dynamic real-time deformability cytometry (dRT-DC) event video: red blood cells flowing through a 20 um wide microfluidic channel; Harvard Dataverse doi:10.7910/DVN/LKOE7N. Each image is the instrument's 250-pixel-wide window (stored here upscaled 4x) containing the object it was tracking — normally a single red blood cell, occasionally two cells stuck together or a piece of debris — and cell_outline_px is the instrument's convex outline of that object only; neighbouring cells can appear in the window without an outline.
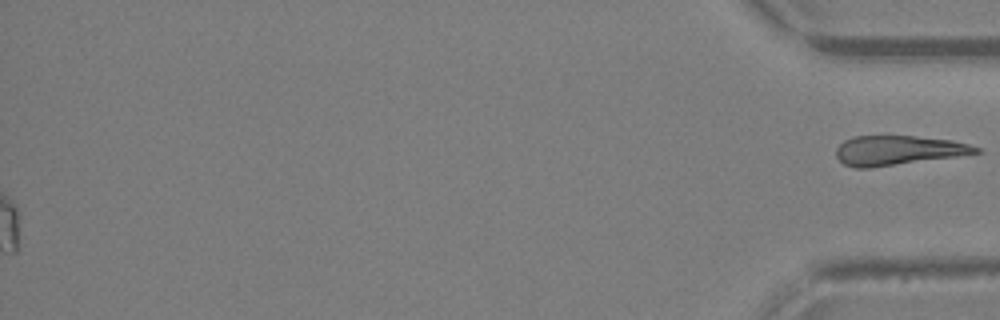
{"species": "Egyptian fruit bat (a non-hibernating species)", "species_latin": "Rousettus aegyptiacus", "temperature_condition": "warm", "stored_images_in_passage": 44, "segment_of_instrument_passage": [2, 2], "camera_frame_rate_fps": 3000, "um_per_image_px": 0.085, "animal": {"sex": "female"}, "frame": {"image": 1, "passage_image": 44, "time_ms": 14.333, "image_size_px": [1000, 320], "cell_outline_px": [[984, 152], [956, 156], [868, 168], [852, 168], [844, 164], [836, 156], [836, 148], [844, 140], [856, 136], [916, 136], [952, 140], [968, 144], [980, 148]], "centroid_in_image_um": [76.32, 12.78], "position_along_channel_um": 358.9, "area_um2": 23.87}}